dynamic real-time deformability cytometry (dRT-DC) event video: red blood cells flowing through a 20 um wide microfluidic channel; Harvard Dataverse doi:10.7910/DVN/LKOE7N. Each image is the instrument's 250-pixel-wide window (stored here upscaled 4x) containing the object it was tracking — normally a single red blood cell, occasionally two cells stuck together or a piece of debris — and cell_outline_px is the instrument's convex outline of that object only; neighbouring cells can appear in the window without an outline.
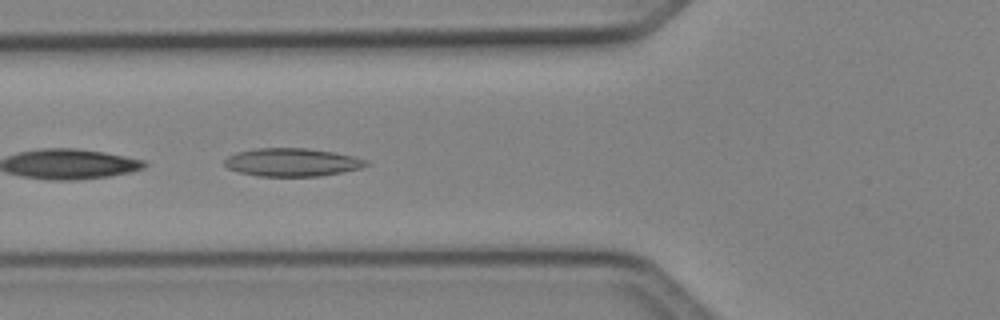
{"species": "Egyptian fruit bat (a non-hibernating species)", "species_latin": "Rousettus aegyptiacus", "temperature_condition": "cold", "stored_images_in_passage": 8, "camera_frame_rate_fps": 3000, "um_per_image_px": 0.085, "animal": {"sex": "female"}, "frame": {"image": 1, "passage_image": 5, "time_ms": 1.333, "image_size_px": [1000, 320], "cell_outline_px": [[368, 164], [360, 168], [320, 176], [256, 176], [240, 172], [228, 168], [224, 164], [224, 160], [228, 156], [236, 152], [256, 148], [308, 148], [332, 152], [352, 156], [368, 160]], "centroid_in_image_um": [24.79, 13.79], "position_along_channel_um": 101.0, "area_um2": 23.06}}